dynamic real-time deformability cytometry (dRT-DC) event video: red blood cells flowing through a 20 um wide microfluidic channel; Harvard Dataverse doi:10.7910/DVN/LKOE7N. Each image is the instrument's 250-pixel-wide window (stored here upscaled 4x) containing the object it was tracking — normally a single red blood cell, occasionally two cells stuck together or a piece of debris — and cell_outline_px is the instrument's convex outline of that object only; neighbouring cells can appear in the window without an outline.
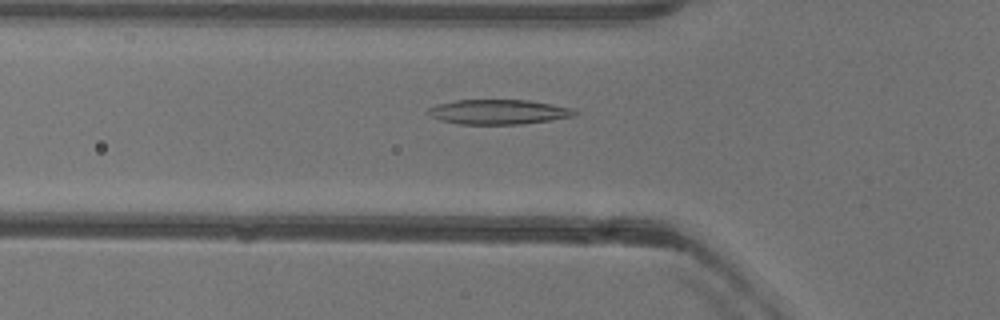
{"species": "common noctule bat (a hibernating species)", "species_latin": "Nyctalus noctula", "temperature_condition": "warm", "stored_images_in_passage": 37, "camera_frame_rate_fps": 3000, "um_per_image_px": 0.085, "animal": {"sex": "female"}, "frame": {"image": 1, "passage_image": 8, "time_ms": 2.333, "image_size_px": [1000, 320], "cell_outline_px": [[580, 112], [576, 116], [552, 120], [524, 124], [460, 124], [440, 120], [432, 116], [428, 112], [428, 108], [436, 104], [456, 100], [528, 100], [572, 108]], "centroid_in_image_um": [42.42, 9.51], "position_along_channel_um": 83.4, "area_um2": 21.21}}
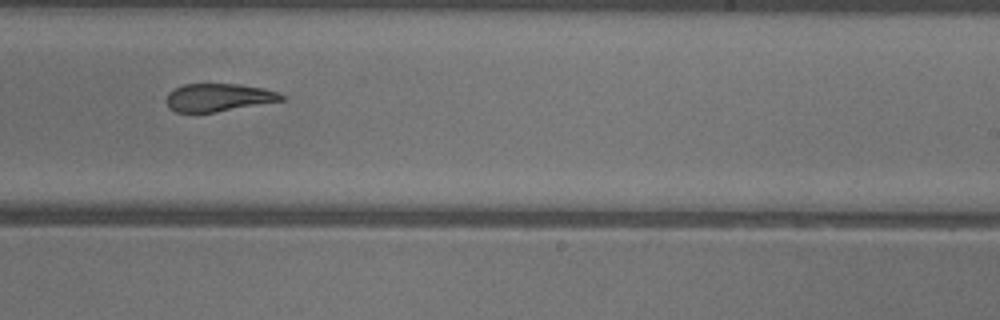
{"frame": {"image": 2, "passage_image": 22, "time_ms": 7.0, "image_size_px": [1000, 320], "cell_outline_px": [[284, 100], [216, 112], [176, 112], [168, 108], [168, 92], [184, 84], [240, 84], [264, 88], [276, 92], [284, 96]], "centroid_in_image_um": [18.57, 8.28], "position_along_channel_um": 270.4, "area_um2": 18.5}}
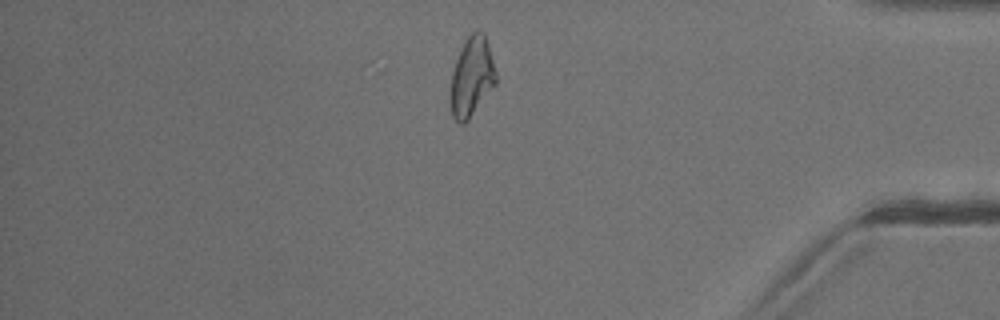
{"frame": {"image": 3, "passage_image": 34, "time_ms": 11.0, "image_size_px": [1000, 320], "cell_outline_px": [[496, 84], [468, 120], [464, 124], [460, 124], [452, 116], [448, 96], [448, 92], [452, 72], [460, 48], [468, 36], [476, 28], [480, 28], [484, 32], [488, 44], [496, 72]], "centroid_in_image_um": [40.07, 6.53], "position_along_channel_um": 395.1, "area_um2": 21.5}, "authors_computed_cell_mechanics": {"area_um2": 20.6346, "velocity_mm_per_s": 3.9905, "shape_relaxation_time_tau1_ms": 6.2706, "shape_relaxation_time_tau2_ms": 2.7887, "deformation_change_tau1": 0.1963, "deformation_change_tau2": 0.1184}}